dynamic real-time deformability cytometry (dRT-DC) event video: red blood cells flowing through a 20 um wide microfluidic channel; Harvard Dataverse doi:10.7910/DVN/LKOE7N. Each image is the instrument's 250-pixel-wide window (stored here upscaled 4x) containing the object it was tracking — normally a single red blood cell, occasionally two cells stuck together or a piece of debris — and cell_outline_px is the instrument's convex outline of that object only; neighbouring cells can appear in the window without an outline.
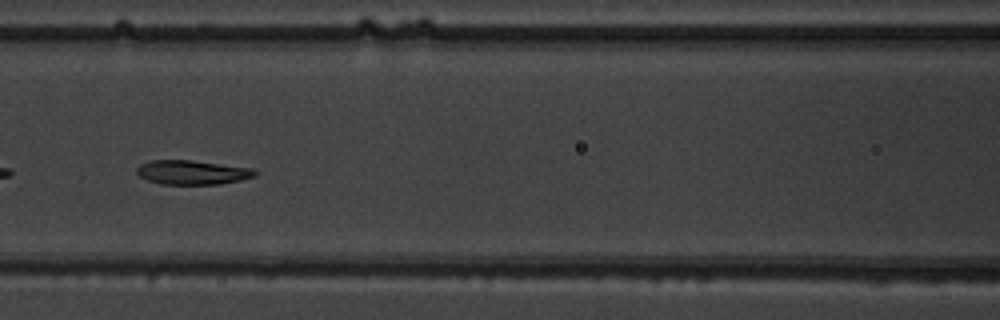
{"species": "common noctule bat (a hibernating species)", "species_latin": "Nyctalus noctula", "temperature_condition": "warm", "stored_images_in_passage": 38, "segment_of_instrument_passage": [1, 2], "camera_frame_rate_fps": 3000, "um_per_image_px": 0.085, "animal": {"sex": "male", "body_mass_g": 19.5, "forearm_length_mm": 54.6}, "frame": {"image": 1, "passage_image": 9, "time_ms": 2.667, "image_size_px": [1000, 320], "cell_outline_px": [[256, 176], [240, 180], [220, 184], [160, 184], [148, 180], [140, 176], [136, 172], [136, 168], [140, 164], [152, 160], [192, 160], [256, 168]], "centroid_in_image_um": [16.37, 14.64], "position_along_channel_um": 150.2, "area_um2": 16.82}}
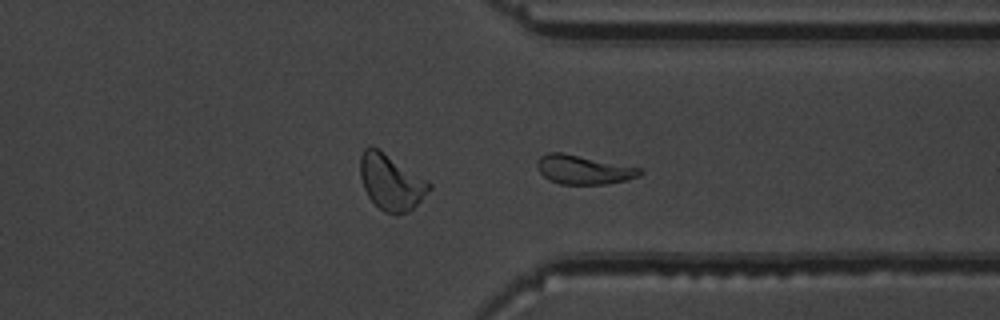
{"frame": {"image": 2, "passage_image": 25, "time_ms": 8.0, "image_size_px": [1000, 320], "cell_outline_px": [[644, 172], [640, 176], [624, 180], [604, 184], [560, 184], [548, 180], [540, 172], [536, 164], [536, 160], [540, 156], [548, 152], [560, 152], [640, 168]], "centroid_in_image_um": [49.55, 14.42], "position_along_channel_um": 361.8, "area_um2": 17.17}}
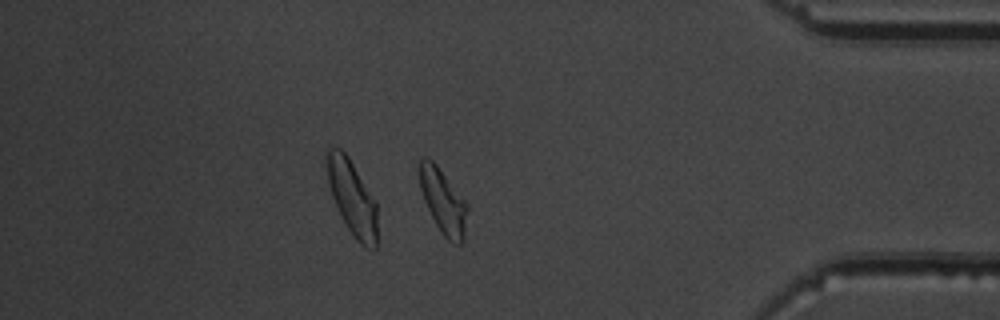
{"frame": {"image": 3, "passage_image": 30, "time_ms": 9.667, "image_size_px": [1000, 320], "cell_outline_px": [[468, 208], [464, 240], [460, 244], [456, 244], [448, 240], [444, 236], [436, 224], [424, 200], [420, 188], [420, 156], [428, 156], [436, 164], [468, 204]], "centroid_in_image_um": [37.68, 17.11], "position_along_channel_um": 397.5, "area_um2": 17.86}}